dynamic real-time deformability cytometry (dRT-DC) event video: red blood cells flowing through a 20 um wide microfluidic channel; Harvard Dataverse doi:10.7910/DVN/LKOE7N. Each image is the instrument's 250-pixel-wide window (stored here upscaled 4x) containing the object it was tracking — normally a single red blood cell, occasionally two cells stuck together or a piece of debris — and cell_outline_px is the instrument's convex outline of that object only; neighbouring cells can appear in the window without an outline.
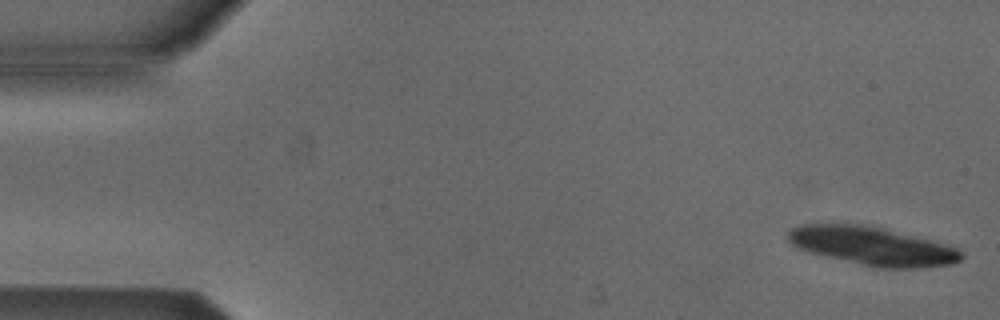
{"species": "Egyptian fruit bat (a non-hibernating species)", "species_latin": "Rousettus aegyptiacus", "temperature_condition": "cold", "stored_images_in_passage": 5, "camera_frame_rate_fps": 3000, "um_per_image_px": 0.085, "animal": {"sex": "male"}, "frame": {"image": 1, "passage_image": 1, "time_ms": 0.0, "image_size_px": [1000, 320], "cell_outline_px": [[964, 256], [960, 260], [952, 264], [920, 268], [876, 268], [808, 252], [796, 248], [788, 240], [788, 232], [792, 228], [800, 224], [860, 224], [884, 228], [944, 244], [956, 248], [964, 252]], "centroid_in_image_um": [74.14, 20.92], "position_along_channel_um": 10.9, "area_um2": 38.73}}